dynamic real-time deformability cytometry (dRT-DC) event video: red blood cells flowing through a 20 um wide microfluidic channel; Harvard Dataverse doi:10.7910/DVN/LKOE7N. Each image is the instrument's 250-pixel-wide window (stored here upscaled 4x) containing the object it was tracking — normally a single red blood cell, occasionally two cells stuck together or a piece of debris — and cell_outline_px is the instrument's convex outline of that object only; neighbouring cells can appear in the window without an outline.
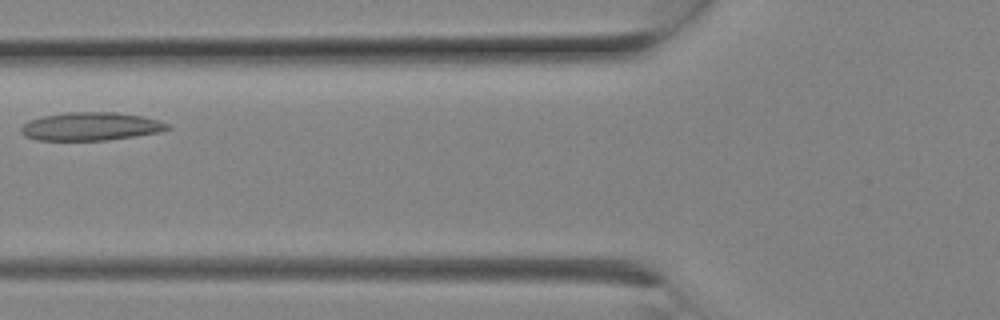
{"species": "Egyptian fruit bat (a non-hibernating species)", "species_latin": "Rousettus aegyptiacus", "temperature_condition": "room temperature", "stored_images_in_passage": 7, "camera_frame_rate_fps": 3000, "um_per_image_px": 0.085, "animal": {"sex": "female"}, "frame": {"image": 1, "passage_image": 5, "time_ms": 1.333, "image_size_px": [1000, 320], "cell_outline_px": [[172, 128], [160, 132], [136, 136], [108, 140], [36, 140], [24, 136], [20, 132], [20, 128], [28, 120], [40, 116], [68, 112], [116, 112], [144, 116], [160, 120], [172, 124]], "centroid_in_image_um": [7.75, 10.74], "position_along_channel_um": 118.1, "area_um2": 24.51}}
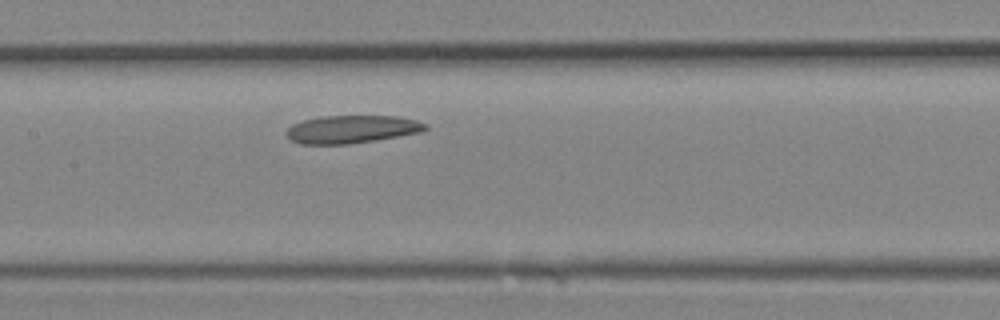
{"frame": {"image": 2, "passage_image": 7, "time_ms": 2.0, "image_size_px": [1000, 320], "cell_outline_px": [[428, 128], [420, 132], [376, 140], [348, 144], [300, 144], [292, 140], [284, 132], [292, 124], [304, 120], [324, 116], [396, 116], [416, 120], [428, 124]], "centroid_in_image_um": [29.9, 10.98], "position_along_channel_um": 177.5, "area_um2": 22.48}}